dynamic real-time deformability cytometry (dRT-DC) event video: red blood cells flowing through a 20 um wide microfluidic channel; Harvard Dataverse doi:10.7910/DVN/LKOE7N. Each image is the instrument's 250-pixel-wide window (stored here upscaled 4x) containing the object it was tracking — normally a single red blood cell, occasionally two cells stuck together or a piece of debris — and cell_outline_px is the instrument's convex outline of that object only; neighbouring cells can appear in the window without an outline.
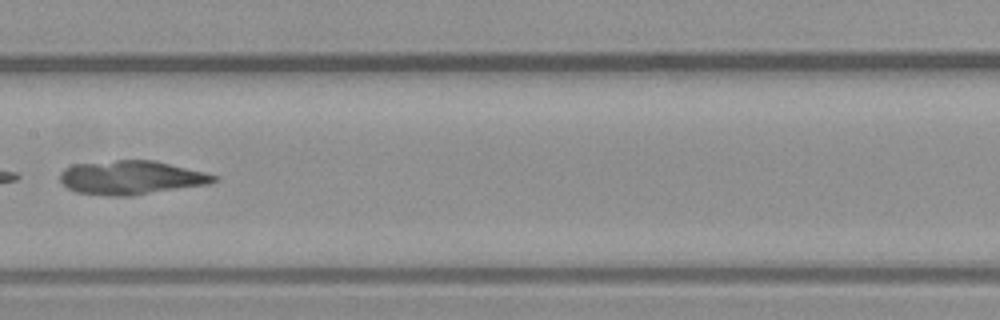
{"species": "common noctule bat (a hibernating species)", "species_latin": "Nyctalus noctula", "temperature_condition": "warm", "stored_images_in_passage": 7, "camera_frame_rate_fps": 3000, "um_per_image_px": 0.085, "animal": {"sex": "male", "body_mass_g": 23.1, "forearm_length_mm": 52.7}, "frame": {"image": 1, "passage_image": 6, "time_ms": 1.667, "image_size_px": [1000, 320], "cell_outline_px": [[220, 180], [208, 184], [128, 196], [108, 196], [76, 192], [68, 188], [60, 180], [60, 172], [64, 168], [72, 164], [116, 160], [156, 160], [220, 176]], "centroid_in_image_um": [11.15, 15.08], "position_along_channel_um": 196.2, "area_um2": 30.46}}
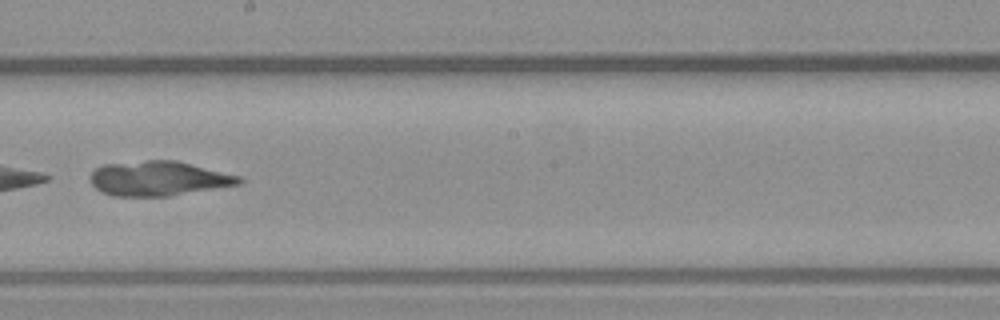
{"frame": {"image": 2, "passage_image": 7, "time_ms": 2.0, "image_size_px": [1000, 320], "cell_outline_px": [[244, 180], [240, 184], [168, 196], [112, 196], [96, 188], [88, 180], [88, 176], [96, 168], [104, 164], [148, 160], [176, 160], [244, 176]], "centroid_in_image_um": [13.5, 15.16], "position_along_channel_um": 234.7, "area_um2": 30.29}}